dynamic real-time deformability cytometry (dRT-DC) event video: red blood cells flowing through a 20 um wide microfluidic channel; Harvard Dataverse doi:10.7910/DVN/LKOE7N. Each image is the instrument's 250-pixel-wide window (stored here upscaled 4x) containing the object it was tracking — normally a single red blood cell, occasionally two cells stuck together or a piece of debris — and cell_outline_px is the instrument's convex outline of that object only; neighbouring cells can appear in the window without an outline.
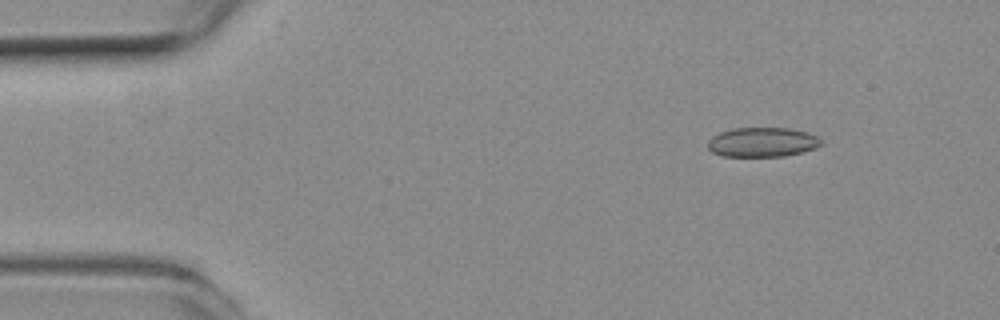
{"species": "common noctule bat (a hibernating species)", "species_latin": "Nyctalus noctula", "temperature_condition": "room temperature", "stored_images_in_passage": 11, "camera_frame_rate_fps": 3000, "um_per_image_px": 0.085, "animal": {"sex": "female", "body_mass_g": 19.3, "forearm_length_mm": 54.1}, "frame": {"image": 1, "passage_image": 1, "time_ms": 0.0, "image_size_px": [1000, 320], "cell_outline_px": [[824, 144], [816, 148], [784, 156], [724, 156], [712, 152], [708, 148], [708, 140], [712, 136], [720, 132], [732, 128], [788, 128], [804, 132], [816, 136]], "centroid_in_image_um": [64.77, 12.08], "position_along_channel_um": 20.2, "area_um2": 19.36}}
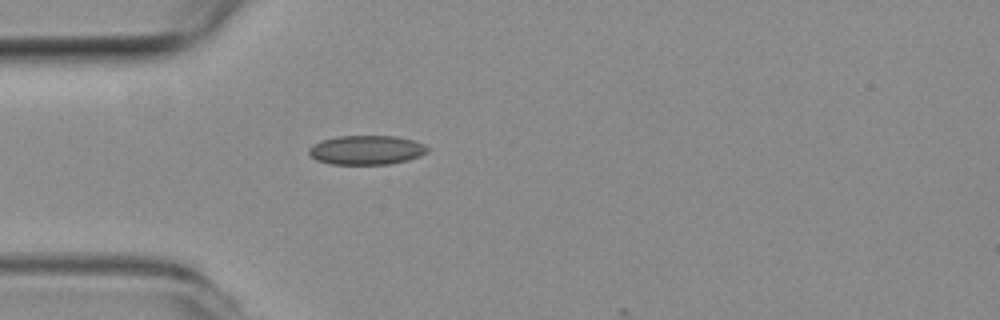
{"frame": {"image": 2, "passage_image": 10, "time_ms": 3.0, "image_size_px": [1000, 320], "cell_outline_px": [[428, 152], [420, 156], [408, 160], [388, 164], [332, 164], [316, 160], [308, 152], [308, 148], [312, 144], [320, 140], [336, 136], [396, 136], [412, 140], [424, 144], [428, 148]], "centroid_in_image_um": [31.13, 12.74], "position_along_channel_um": 53.9, "area_um2": 20.29}}